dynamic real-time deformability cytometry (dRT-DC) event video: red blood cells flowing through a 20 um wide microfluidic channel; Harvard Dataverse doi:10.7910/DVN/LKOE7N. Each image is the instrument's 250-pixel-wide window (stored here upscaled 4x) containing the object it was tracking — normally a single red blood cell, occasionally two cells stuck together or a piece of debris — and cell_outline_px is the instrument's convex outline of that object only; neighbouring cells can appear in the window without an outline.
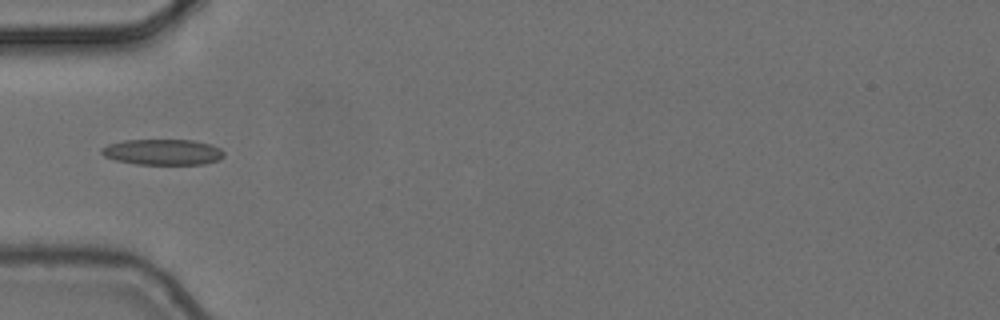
{"species": "common noctule bat (a hibernating species)", "species_latin": "Nyctalus noctula", "temperature_condition": "cold", "stored_images_in_passage": 5, "camera_frame_rate_fps": 3000, "um_per_image_px": 0.085, "animal": {"sex": "female", "body_mass_g": 24.6, "forearm_length_mm": 56.2}, "frame": {"image": 1, "passage_image": 4, "time_ms": 1.0, "image_size_px": [1000, 320], "cell_outline_px": [[224, 156], [220, 160], [204, 164], [136, 164], [116, 160], [104, 156], [100, 152], [100, 148], [108, 144], [124, 140], [192, 140], [212, 144], [220, 148], [224, 152]], "centroid_in_image_um": [13.84, 12.92], "position_along_channel_um": 71.2, "area_um2": 18.5}}